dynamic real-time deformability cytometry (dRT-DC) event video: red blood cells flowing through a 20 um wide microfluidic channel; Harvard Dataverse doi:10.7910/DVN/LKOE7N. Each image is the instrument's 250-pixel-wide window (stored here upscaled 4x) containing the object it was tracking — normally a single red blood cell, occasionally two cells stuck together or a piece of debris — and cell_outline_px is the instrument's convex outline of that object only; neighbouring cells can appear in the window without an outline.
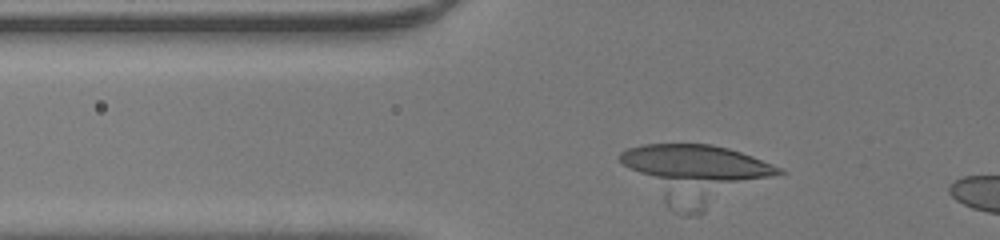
{"species": "human", "species_latin": "Homo sapiens", "temperature_condition": "room temperature", "stored_images_in_passage": 32, "camera_frame_rate_fps": 3000, "um_per_image_px": 0.085, "donor": {"sex": "male"}, "frame": {"image": 1, "passage_image": 4, "time_ms": 1.0, "image_size_px": [1000, 240], "cell_outline_px": [[784, 172], [700, 216], [684, 216], [672, 212], [620, 160], [620, 152], [628, 148], [644, 144], [712, 144], [728, 148], [752, 156], [772, 164], [780, 168]], "centroid_in_image_um": [59.18, 14.83], "position_along_channel_um": 66.6, "area_um2": 53.99}}
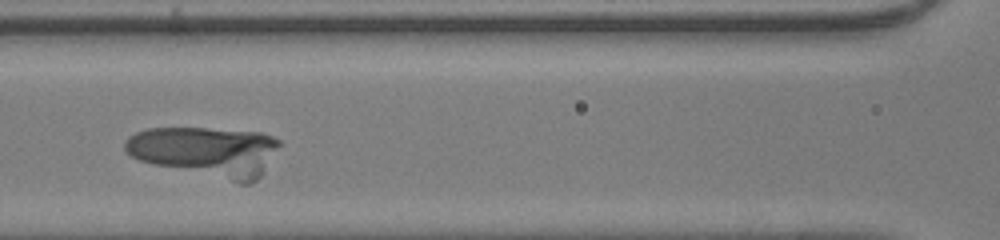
{"frame": {"image": 2, "passage_image": 11, "time_ms": 3.333, "image_size_px": [1000, 240], "cell_outline_px": [[280, 144], [264, 172], [256, 180], [248, 184], [240, 184], [152, 164], [140, 160], [132, 156], [124, 148], [124, 140], [128, 136], [136, 132], [148, 128], [204, 128], [260, 132], [272, 136], [280, 140]], "centroid_in_image_um": [17.5, 12.88], "position_along_channel_um": 149.1, "area_um2": 45.2}}
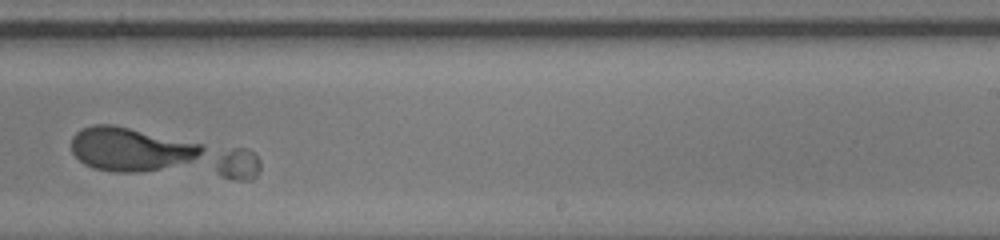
{"frame": {"image": 3, "passage_image": 20, "time_ms": 6.333, "image_size_px": [1000, 240], "cell_outline_px": [[260, 168], [256, 176], [252, 180], [232, 180], [116, 172], [96, 168], [84, 164], [72, 152], [72, 136], [76, 132], [92, 124], [112, 124], [244, 148], [252, 152], [260, 160]], "centroid_in_image_um": [13.7, 13.1], "position_along_channel_um": 275.3, "area_um2": 52.31}}